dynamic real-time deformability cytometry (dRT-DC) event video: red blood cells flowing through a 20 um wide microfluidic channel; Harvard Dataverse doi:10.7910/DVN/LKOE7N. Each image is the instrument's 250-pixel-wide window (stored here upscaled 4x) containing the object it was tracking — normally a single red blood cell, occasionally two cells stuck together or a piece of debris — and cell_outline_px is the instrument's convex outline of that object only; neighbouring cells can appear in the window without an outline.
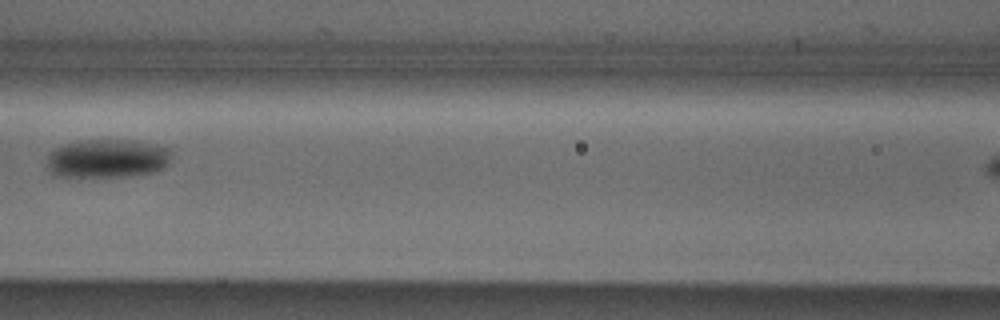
{"species": "Egyptian fruit bat (a non-hibernating species)", "species_latin": "Rousettus aegyptiacus", "temperature_condition": "cold", "stored_images_in_passage": 4, "camera_frame_rate_fps": 3000, "um_per_image_px": 0.085, "animal": {"sex": "male"}, "frame": {"image": 1, "passage_image": 3, "time_ms": 0.667, "image_size_px": [1000, 320], "cell_outline_px": [[172, 152], [168, 164], [164, 168], [152, 172], [124, 176], [52, 176], [48, 172], [48, 152], [64, 144], [80, 140], [132, 140], [156, 144], [168, 148]], "centroid_in_image_um": [9.11, 13.46], "position_along_channel_um": 157.5, "area_um2": 28.15}}
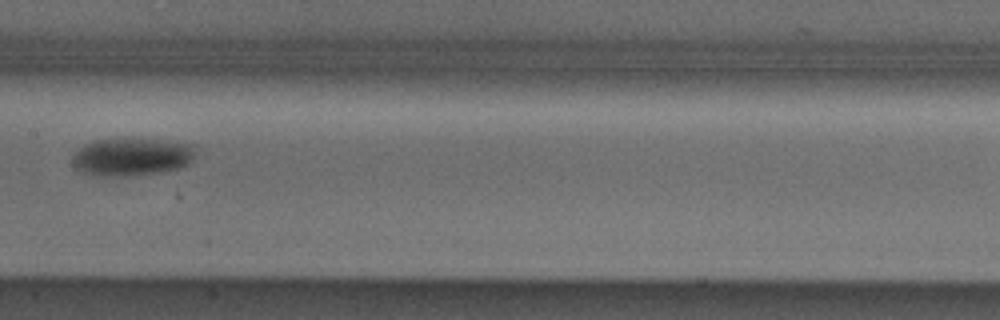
{"frame": {"image": 2, "passage_image": 4, "time_ms": 1.0, "image_size_px": [1000, 320], "cell_outline_px": [[192, 160], [188, 164], [180, 168], [160, 172], [124, 176], [96, 176], [80, 172], [72, 164], [72, 156], [84, 144], [96, 140], [156, 140], [192, 144]], "centroid_in_image_um": [11.13, 13.36], "position_along_channel_um": 196.3, "area_um2": 26.59}}